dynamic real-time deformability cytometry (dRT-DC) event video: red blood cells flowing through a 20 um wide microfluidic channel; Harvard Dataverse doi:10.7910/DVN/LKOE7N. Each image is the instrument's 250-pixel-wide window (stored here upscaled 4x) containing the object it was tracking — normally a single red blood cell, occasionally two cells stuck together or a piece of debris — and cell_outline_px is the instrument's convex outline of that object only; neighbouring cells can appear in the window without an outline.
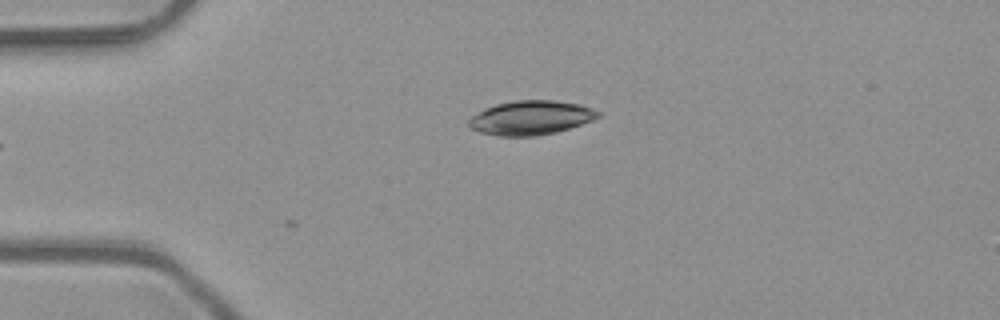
{"species": "common noctule bat (a hibernating species)", "species_latin": "Nyctalus noctula", "temperature_condition": "room temperature", "stored_images_in_passage": 5, "camera_frame_rate_fps": 3000, "um_per_image_px": 0.085, "animal": {"sex": "male", "body_mass_g": 23.1, "forearm_length_mm": 52.7}, "frame": {"image": 1, "passage_image": 1, "time_ms": 0.0, "image_size_px": [1000, 320], "cell_outline_px": [[604, 112], [600, 116], [592, 120], [556, 132], [536, 136], [496, 136], [480, 132], [472, 128], [468, 124], [468, 120], [472, 116], [496, 104], [516, 100], [552, 100], [580, 104]], "centroid_in_image_um": [45.16, 10.01], "position_along_channel_um": 39.8, "area_um2": 25.61}}
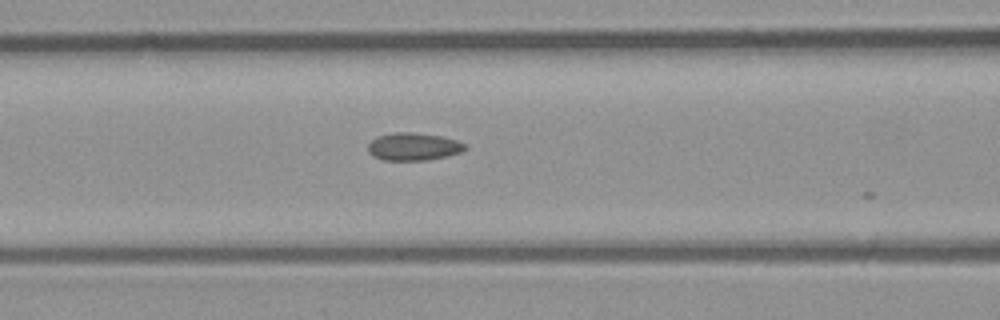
{"frame": {"image": 2, "passage_image": 4, "time_ms": 1.0, "image_size_px": [1000, 320], "cell_outline_px": [[468, 148], [460, 152], [448, 156], [428, 160], [384, 160], [372, 156], [368, 152], [368, 144], [376, 136], [396, 132], [412, 132], [440, 136], [456, 140], [464, 144]], "centroid_in_image_um": [35.12, 12.47], "position_along_channel_um": 131.5, "area_um2": 15.66}}